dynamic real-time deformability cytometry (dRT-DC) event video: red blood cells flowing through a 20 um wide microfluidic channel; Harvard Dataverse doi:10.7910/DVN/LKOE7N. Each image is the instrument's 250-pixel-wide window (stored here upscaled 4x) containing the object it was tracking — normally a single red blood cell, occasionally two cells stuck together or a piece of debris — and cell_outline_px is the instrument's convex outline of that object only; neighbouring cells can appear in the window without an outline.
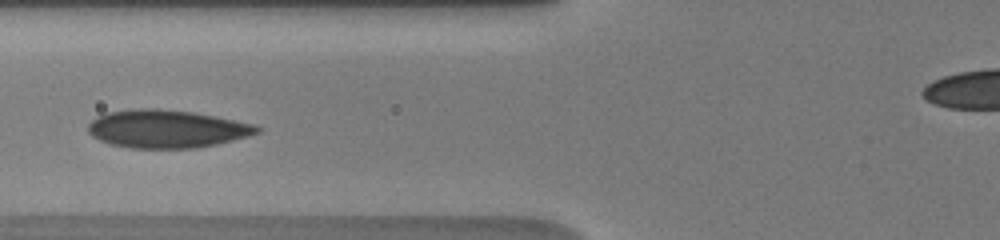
{"species": "human", "species_latin": "Homo sapiens", "temperature_condition": "warm", "stored_images_in_passage": 8, "camera_frame_rate_fps": 3000, "um_per_image_px": 0.085, "donor": {"sex": "male"}, "frame": {"image": 1, "passage_image": 8, "time_ms": 4.333, "image_size_px": [1000, 240], "cell_outline_px": [[260, 132], [248, 136], [216, 144], [196, 148], [132, 148], [112, 144], [100, 140], [92, 136], [88, 132], [88, 124], [92, 120], [104, 112], [136, 108], [156, 108], [192, 112], [256, 124], [260, 128]], "centroid_in_image_um": [14.15, 10.95], "position_along_channel_um": 111.7, "area_um2": 37.34}}